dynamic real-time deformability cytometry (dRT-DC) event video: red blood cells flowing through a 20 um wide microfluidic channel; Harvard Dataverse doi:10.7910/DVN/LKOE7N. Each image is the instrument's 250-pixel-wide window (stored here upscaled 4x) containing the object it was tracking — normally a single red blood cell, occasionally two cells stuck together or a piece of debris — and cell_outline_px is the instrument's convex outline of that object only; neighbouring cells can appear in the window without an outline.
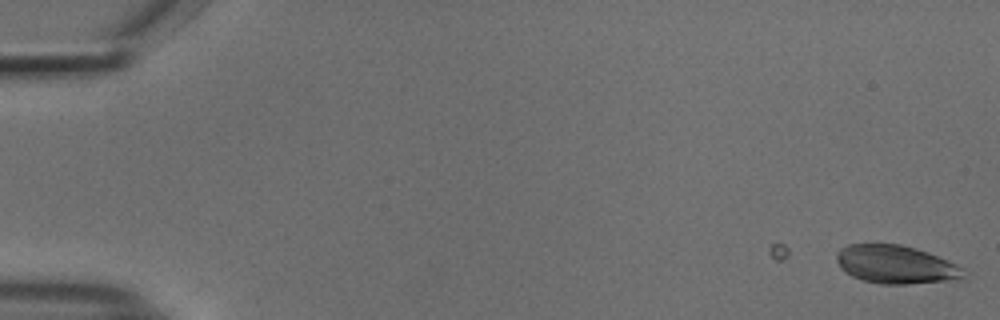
{"species": "common noctule bat (a hibernating species)", "species_latin": "Nyctalus noctula", "temperature_condition": "cold", "stored_images_in_passage": 7, "camera_frame_rate_fps": 3000, "um_per_image_px": 0.085, "animal": {"sex": "male", "body_mass_g": 18.8}, "frame": {"image": 1, "passage_image": 7, "time_ms": 2.0, "image_size_px": [1000, 320], "cell_outline_px": [[964, 276], [960, 280], [908, 284], [880, 284], [864, 280], [852, 276], [844, 272], [840, 268], [836, 260], [836, 252], [840, 248], [848, 244], [900, 244], [916, 248], [928, 252], [948, 260], [964, 268]], "centroid_in_image_um": [76.15, 22.49], "position_along_channel_um": 8.9, "area_um2": 28.67}}